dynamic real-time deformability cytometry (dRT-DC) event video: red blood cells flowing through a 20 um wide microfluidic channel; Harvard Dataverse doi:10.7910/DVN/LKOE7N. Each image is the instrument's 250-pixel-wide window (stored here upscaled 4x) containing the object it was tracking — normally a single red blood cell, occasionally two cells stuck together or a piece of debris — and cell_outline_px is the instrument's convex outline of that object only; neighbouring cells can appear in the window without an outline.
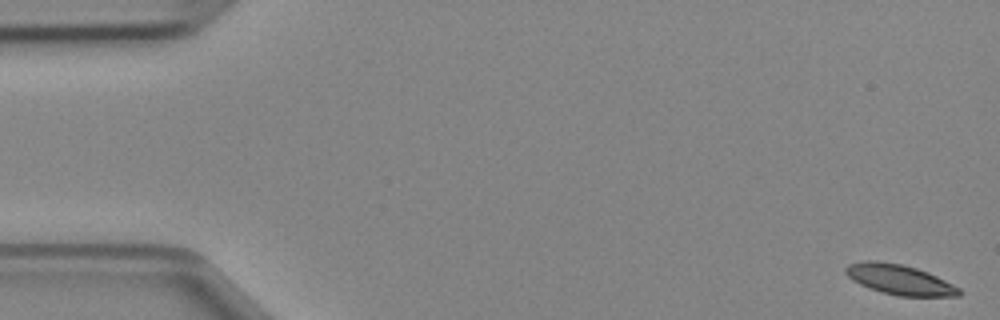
{"species": "Egyptian fruit bat (a non-hibernating species)", "species_latin": "Rousettus aegyptiacus", "temperature_condition": "cold", "stored_images_in_passage": 48, "camera_frame_rate_fps": 3000, "um_per_image_px": 0.085, "animal": {"sex": "female"}, "frame": {"image": 1, "passage_image": 1, "time_ms": 0.0, "image_size_px": [1000, 320], "cell_outline_px": [[960, 296], [900, 296], [880, 292], [860, 284], [852, 280], [844, 272], [844, 268], [848, 264], [864, 260], [872, 260], [900, 264], [916, 268], [928, 272], [960, 288]], "centroid_in_image_um": [76.42, 23.76], "position_along_channel_um": 8.6, "area_um2": 19.77}}
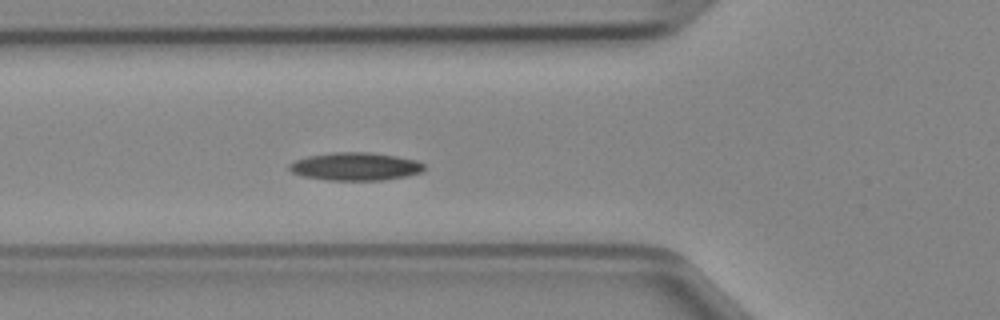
{"frame": {"image": 2, "passage_image": 17, "time_ms": 5.333, "image_size_px": [1000, 320], "cell_outline_px": [[424, 168], [420, 172], [408, 176], [380, 180], [328, 180], [304, 176], [292, 172], [288, 168], [288, 164], [296, 160], [308, 156], [332, 152], [368, 152], [396, 156], [416, 160], [424, 164]], "centroid_in_image_um": [30.2, 14.14], "position_along_channel_um": 95.6, "area_um2": 21.85}}
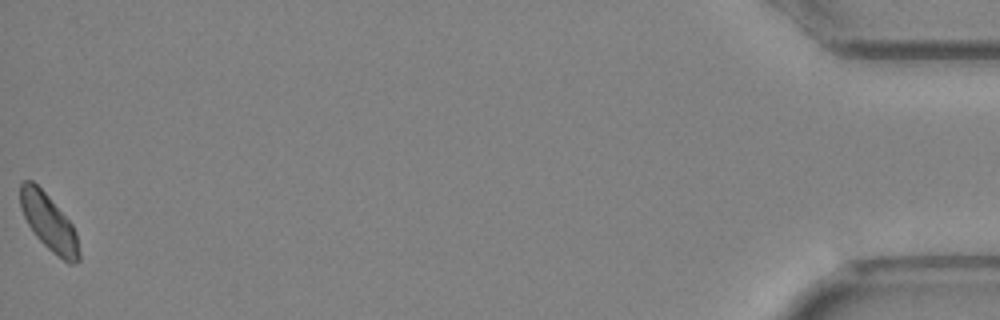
{"frame": {"image": 3, "passage_image": 48, "time_ms": 15.667, "image_size_px": [1000, 320], "cell_outline_px": [[80, 260], [72, 264], [68, 264], [52, 252], [36, 236], [28, 224], [20, 208], [20, 184], [24, 180], [32, 180], [48, 196], [72, 224], [76, 232], [80, 252]], "centroid_in_image_um": [4.16, 18.93], "position_along_channel_um": 431.0, "area_um2": 19.19}}